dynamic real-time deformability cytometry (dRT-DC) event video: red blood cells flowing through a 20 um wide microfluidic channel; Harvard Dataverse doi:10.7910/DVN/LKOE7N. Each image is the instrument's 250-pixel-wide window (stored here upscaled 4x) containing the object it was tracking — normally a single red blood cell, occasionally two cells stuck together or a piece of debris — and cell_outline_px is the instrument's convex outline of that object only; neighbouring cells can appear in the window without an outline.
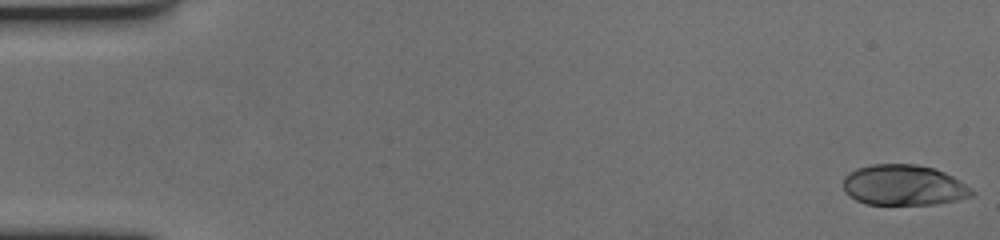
{"species": "human", "species_latin": "Homo sapiens", "temperature_condition": "cold", "stored_images_in_passage": 61, "camera_frame_rate_fps": 3000, "um_per_image_px": 0.085, "donor": {"sex": "female"}, "frame": {"image": 1, "passage_image": 1, "time_ms": 0.0, "image_size_px": [1000, 240], "cell_outline_px": [[976, 192], [972, 196], [956, 200], [936, 204], [868, 204], [856, 200], [844, 192], [844, 176], [848, 172], [856, 168], [872, 164], [916, 164], [932, 168], [944, 172], [952, 176]], "centroid_in_image_um": [76.79, 15.73], "position_along_channel_um": 8.2, "area_um2": 30.35}}
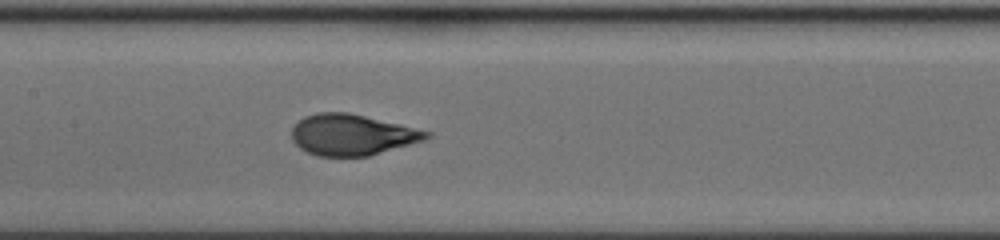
{"frame": {"image": 2, "passage_image": 30, "time_ms": 9.667, "image_size_px": [1000, 240], "cell_outline_px": [[432, 136], [424, 140], [368, 156], [316, 156], [300, 148], [292, 140], [292, 128], [304, 116], [316, 112], [348, 112], [400, 124], [432, 132]], "centroid_in_image_um": [29.92, 11.45], "position_along_channel_um": 177.5, "area_um2": 32.08}}
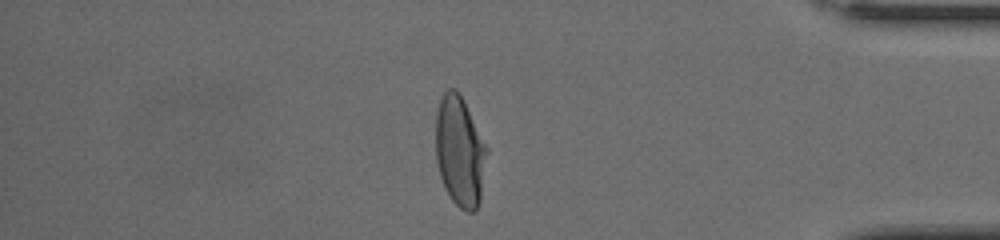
{"frame": {"image": 3, "passage_image": 52, "time_ms": 17.0, "image_size_px": [1000, 240], "cell_outline_px": [[488, 152], [480, 200], [476, 208], [472, 212], [468, 212], [460, 208], [452, 200], [444, 188], [440, 176], [436, 160], [436, 112], [440, 100], [444, 92], [448, 88], [456, 88], [460, 92], [488, 148]], "centroid_in_image_um": [39.09, 12.84], "position_along_channel_um": 396.1, "area_um2": 33.12}, "authors_computed_cell_mechanics": {"area_um2": 32.7148, "velocity_mm_per_s": 3.4055, "shape_relaxation_time_tau1_ms": 3.8381, "shape_relaxation_time_tau2_ms": null, "deformation_change_tau1": 0.2128, "deformation_change_tau2": null}}